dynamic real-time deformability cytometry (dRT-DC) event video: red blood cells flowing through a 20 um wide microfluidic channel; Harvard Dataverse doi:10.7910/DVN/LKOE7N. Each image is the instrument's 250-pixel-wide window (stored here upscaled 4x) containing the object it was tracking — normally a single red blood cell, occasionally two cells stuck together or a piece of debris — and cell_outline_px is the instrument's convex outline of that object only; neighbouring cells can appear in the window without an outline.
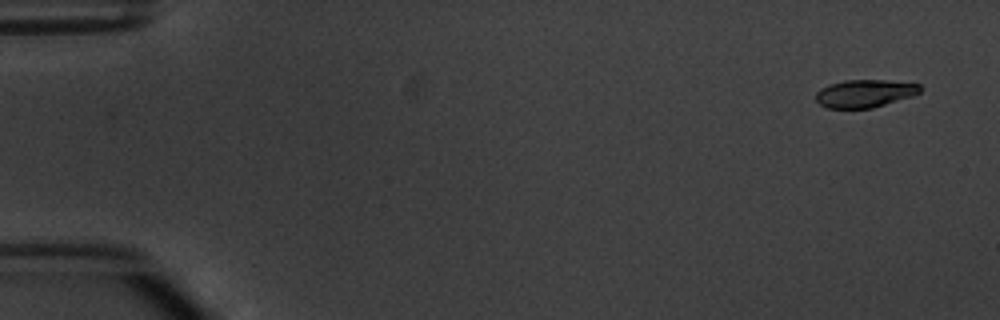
{"species": "common noctule bat (a hibernating species)", "species_latin": "Nyctalus noctula", "temperature_condition": "warm", "stored_images_in_passage": 7, "camera_frame_rate_fps": 3000, "um_per_image_px": 0.085, "animal": {"sex": "male", "body_mass_g": 20.1, "forearm_length_mm": 53.5}, "frame": {"image": 1, "passage_image": 1, "time_ms": 0.0, "image_size_px": [1000, 320], "cell_outline_px": [[920, 92], [912, 96], [872, 108], [828, 108], [820, 104], [816, 100], [816, 92], [820, 88], [844, 80], [884, 80], [920, 84]], "centroid_in_image_um": [73.49, 7.94], "position_along_channel_um": 11.5, "area_um2": 16.7}}
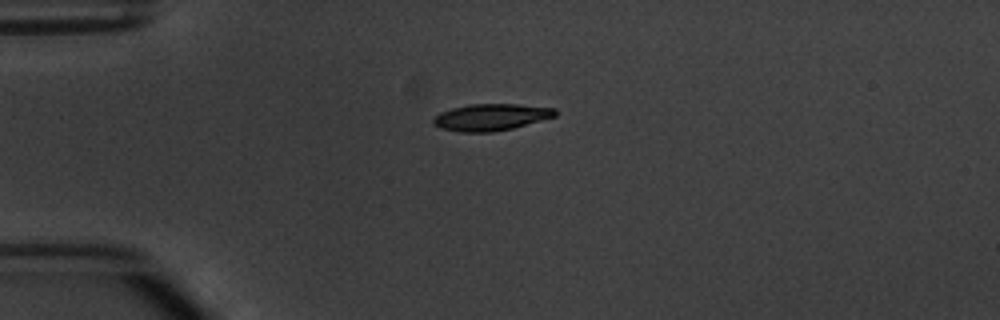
{"frame": {"image": 2, "passage_image": 4, "time_ms": 3.667, "image_size_px": [1000, 320], "cell_outline_px": [[556, 116], [512, 128], [492, 132], [460, 132], [440, 128], [432, 124], [432, 120], [440, 112], [452, 108], [468, 104], [516, 104], [556, 108]], "centroid_in_image_um": [41.7, 9.96], "position_along_channel_um": 43.3, "area_um2": 18.96}}